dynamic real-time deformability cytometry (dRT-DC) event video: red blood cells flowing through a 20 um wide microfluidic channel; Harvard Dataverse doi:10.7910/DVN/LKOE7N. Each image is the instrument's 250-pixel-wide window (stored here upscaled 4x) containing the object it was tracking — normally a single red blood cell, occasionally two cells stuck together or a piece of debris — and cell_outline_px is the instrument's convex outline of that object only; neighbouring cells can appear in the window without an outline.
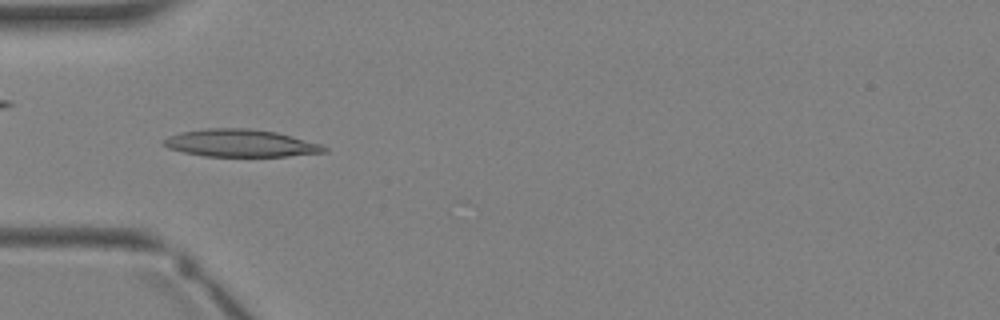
{"species": "Egyptian fruit bat (a non-hibernating species)", "species_latin": "Rousettus aegyptiacus", "temperature_condition": "warm", "stored_images_in_passage": 3, "camera_frame_rate_fps": 3000, "um_per_image_px": 0.085, "animal": {"sex": "female"}, "frame": {"image": 1, "passage_image": 3, "time_ms": 2.667, "image_size_px": [1000, 320], "cell_outline_px": [[328, 152], [288, 156], [204, 156], [184, 152], [168, 148], [160, 144], [160, 140], [168, 136], [180, 132], [204, 128], [252, 128], [276, 132], [292, 136], [320, 144], [328, 148]], "centroid_in_image_um": [20.4, 12.16], "position_along_channel_um": 64.6, "area_um2": 25.89}}